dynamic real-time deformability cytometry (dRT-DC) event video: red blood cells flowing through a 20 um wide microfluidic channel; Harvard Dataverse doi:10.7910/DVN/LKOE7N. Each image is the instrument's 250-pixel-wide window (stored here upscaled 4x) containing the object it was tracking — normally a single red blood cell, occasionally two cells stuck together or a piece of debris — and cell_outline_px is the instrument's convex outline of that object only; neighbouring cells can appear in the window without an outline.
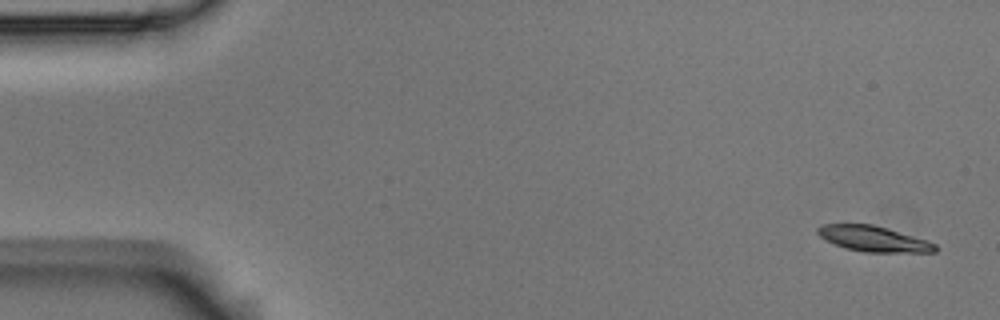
{"species": "Egyptian fruit bat (a non-hibernating species)", "species_latin": "Rousettus aegyptiacus", "temperature_condition": "room temperature", "stored_images_in_passage": 5, "camera_frame_rate_fps": 3000, "um_per_image_px": 0.085, "animal": {"sex": "male"}, "frame": {"image": 1, "passage_image": 1, "time_ms": 0.0, "image_size_px": [1000, 320], "cell_outline_px": [[936, 252], [864, 252], [844, 248], [820, 236], [816, 232], [816, 228], [824, 224], [872, 224], [928, 240], [936, 244]], "centroid_in_image_um": [74.26, 20.3], "position_along_channel_um": 10.7, "area_um2": 17.34}}
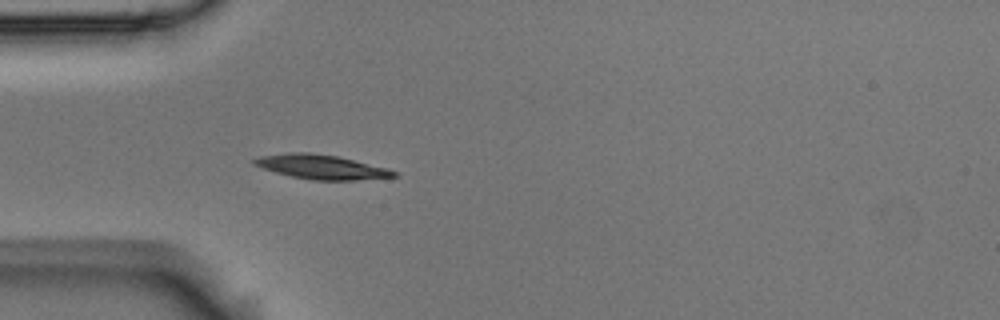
{"frame": {"image": 2, "passage_image": 5, "time_ms": 1.333, "image_size_px": [1000, 320], "cell_outline_px": [[396, 176], [356, 180], [312, 180], [292, 176], [276, 172], [252, 164], [252, 160], [260, 156], [288, 152], [308, 152], [340, 156], [388, 168], [396, 172]], "centroid_in_image_um": [27.31, 14.17], "position_along_channel_um": 57.7, "area_um2": 19.77}}